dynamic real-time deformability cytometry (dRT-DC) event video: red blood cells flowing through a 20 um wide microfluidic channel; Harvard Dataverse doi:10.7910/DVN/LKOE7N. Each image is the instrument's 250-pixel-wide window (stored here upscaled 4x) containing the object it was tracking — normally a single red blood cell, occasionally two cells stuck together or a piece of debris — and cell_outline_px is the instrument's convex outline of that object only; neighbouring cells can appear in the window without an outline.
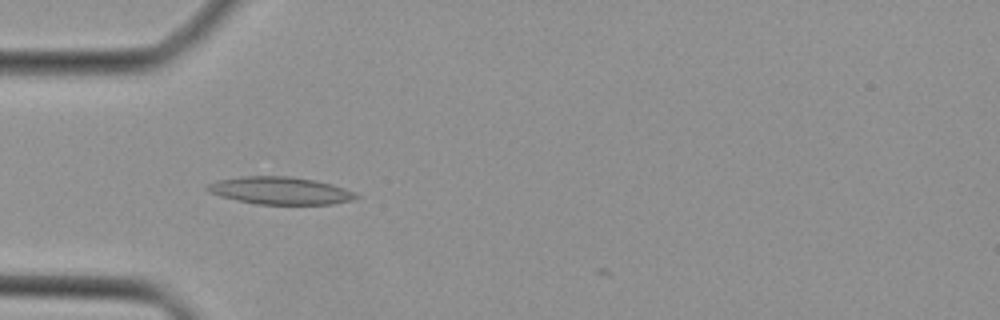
{"species": "Egyptian fruit bat (a non-hibernating species)", "species_latin": "Rousettus aegyptiacus", "temperature_condition": "cold", "stored_images_in_passage": 4, "camera_frame_rate_fps": 3000, "um_per_image_px": 0.085, "animal": {"sex": "female"}, "frame": {"image": 1, "passage_image": 1, "time_ms": 0.0, "image_size_px": [1000, 320], "cell_outline_px": [[360, 196], [352, 200], [332, 204], [256, 204], [236, 200], [220, 196], [208, 192], [204, 188], [208, 184], [220, 180], [240, 176], [288, 176], [316, 180], [332, 184], [356, 192]], "centroid_in_image_um": [23.82, 16.2], "position_along_channel_um": 61.2, "area_um2": 23.87}}